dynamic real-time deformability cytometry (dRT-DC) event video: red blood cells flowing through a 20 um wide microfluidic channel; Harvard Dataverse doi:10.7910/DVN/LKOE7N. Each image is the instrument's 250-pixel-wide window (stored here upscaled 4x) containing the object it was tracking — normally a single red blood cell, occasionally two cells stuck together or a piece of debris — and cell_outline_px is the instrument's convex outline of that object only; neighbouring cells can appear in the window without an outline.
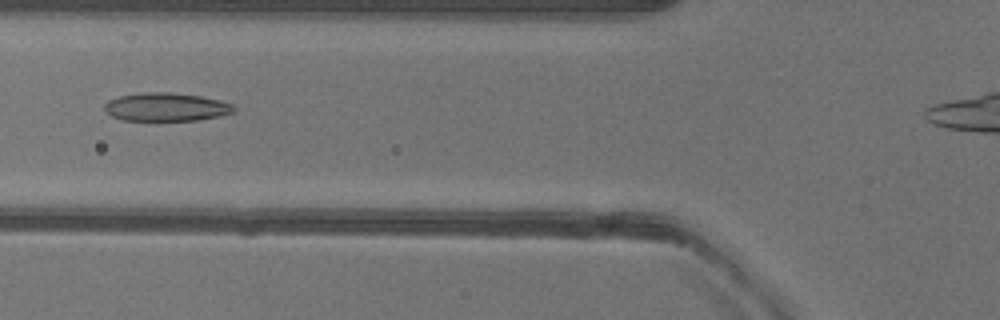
{"species": "common noctule bat (a hibernating species)", "species_latin": "Nyctalus noctula", "temperature_condition": "warm", "stored_images_in_passage": 30, "camera_frame_rate_fps": 3000, "um_per_image_px": 0.085, "animal": {"sex": "female"}, "frame": {"image": 1, "passage_image": 10, "time_ms": 3.0, "image_size_px": [1000, 320], "cell_outline_px": [[236, 112], [220, 116], [196, 120], [120, 120], [112, 116], [104, 108], [104, 104], [108, 100], [120, 96], [144, 92], [172, 92], [200, 96], [220, 100], [232, 104], [236, 108]], "centroid_in_image_um": [14.15, 9.09], "position_along_channel_um": 111.7, "area_um2": 21.39}}
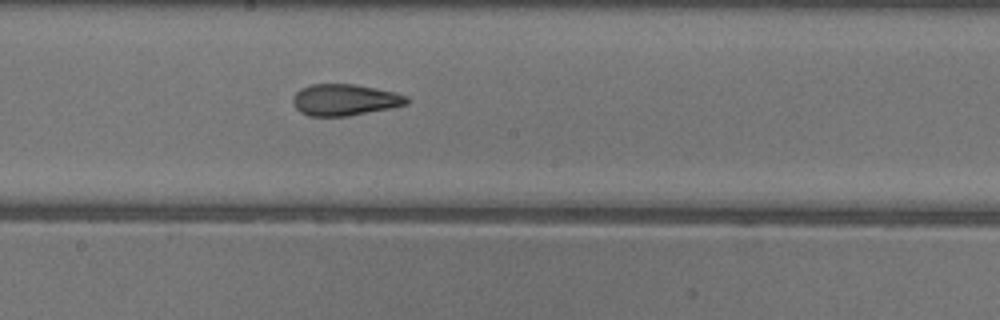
{"frame": {"image": 2, "passage_image": 18, "time_ms": 5.667, "image_size_px": [1000, 320], "cell_outline_px": [[408, 104], [348, 116], [308, 116], [300, 112], [292, 104], [292, 100], [296, 92], [300, 88], [312, 84], [352, 84], [396, 92], [408, 96]], "centroid_in_image_um": [29.27, 8.48], "position_along_channel_um": 218.9, "area_um2": 20.81}}
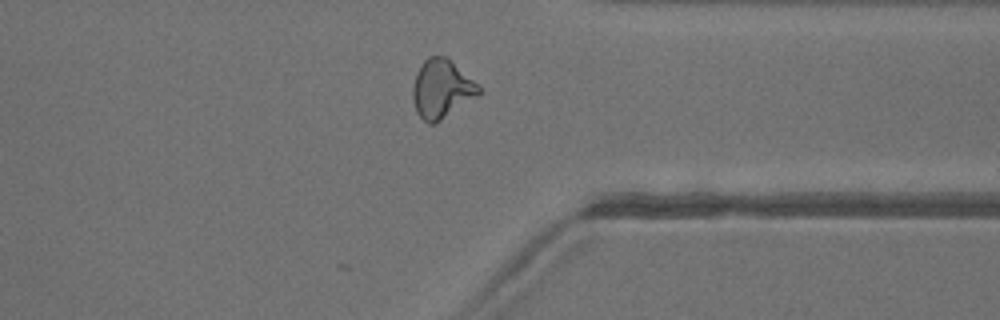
{"frame": {"image": 3, "passage_image": 30, "time_ms": 9.667, "image_size_px": [1000, 320], "cell_outline_px": [[480, 92], [440, 120], [432, 124], [428, 124], [416, 112], [412, 96], [412, 88], [416, 72], [424, 60], [428, 56], [444, 56], [480, 84]], "centroid_in_image_um": [37.49, 7.53], "position_along_channel_um": 373.9, "area_um2": 22.02}, "authors_computed_cell_mechanics": {"area_um2": 21.2126, "velocity_mm_per_s": 3.9998, "shape_relaxation_time_tau1_ms": null, "shape_relaxation_time_tau2_ms": 2.2683, "deformation_change_tau1": null, "deformation_change_tau2": 0.1094}}